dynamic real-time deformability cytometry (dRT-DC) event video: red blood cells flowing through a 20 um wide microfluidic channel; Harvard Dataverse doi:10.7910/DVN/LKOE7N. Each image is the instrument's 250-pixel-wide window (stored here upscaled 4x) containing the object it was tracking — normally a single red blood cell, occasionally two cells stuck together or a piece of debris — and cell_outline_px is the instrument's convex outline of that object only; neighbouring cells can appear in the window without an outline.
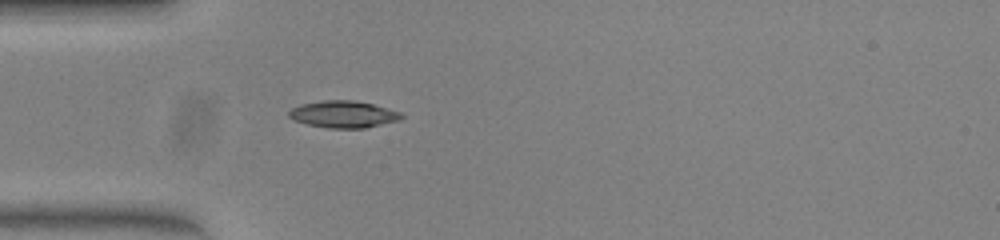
{"species": "common noctule bat (a hibernating species)", "species_latin": "Nyctalus noctula", "temperature_condition": "warm", "stored_images_in_passage": 26, "camera_frame_rate_fps": 3000, "um_per_image_px": 0.085, "animal": {"sex": "female", "body_mass_g": 23.0, "forearm_length_mm": 53.4}, "frame": {"image": 1, "passage_image": 5, "time_ms": 1.333, "image_size_px": [1000, 240], "cell_outline_px": [[404, 116], [400, 120], [364, 128], [328, 128], [308, 124], [296, 120], [288, 116], [288, 112], [292, 108], [300, 104], [324, 100], [352, 100], [372, 104], [400, 112]], "centroid_in_image_um": [29.19, 9.71], "position_along_channel_um": 55.8, "area_um2": 17.46}}
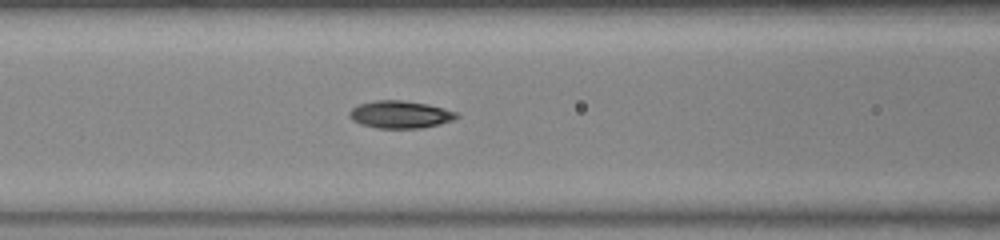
{"frame": {"image": 2, "passage_image": 11, "time_ms": 3.333, "image_size_px": [1000, 240], "cell_outline_px": [[460, 116], [452, 120], [440, 124], [420, 128], [376, 128], [360, 124], [352, 120], [348, 116], [348, 112], [352, 108], [360, 104], [376, 100], [404, 100], [428, 104], [456, 112]], "centroid_in_image_um": [33.99, 9.73], "position_along_channel_um": 132.6, "area_um2": 17.17}}
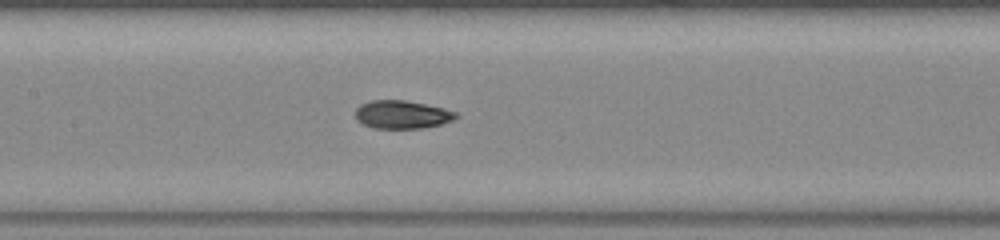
{"frame": {"image": 3, "passage_image": 14, "time_ms": 4.333, "image_size_px": [1000, 240], "cell_outline_px": [[460, 116], [452, 120], [440, 124], [420, 128], [376, 128], [364, 124], [356, 120], [356, 108], [360, 104], [372, 100], [404, 100], [444, 108], [456, 112]], "centroid_in_image_um": [34.17, 9.73], "position_along_channel_um": 173.2, "area_um2": 16.36}}